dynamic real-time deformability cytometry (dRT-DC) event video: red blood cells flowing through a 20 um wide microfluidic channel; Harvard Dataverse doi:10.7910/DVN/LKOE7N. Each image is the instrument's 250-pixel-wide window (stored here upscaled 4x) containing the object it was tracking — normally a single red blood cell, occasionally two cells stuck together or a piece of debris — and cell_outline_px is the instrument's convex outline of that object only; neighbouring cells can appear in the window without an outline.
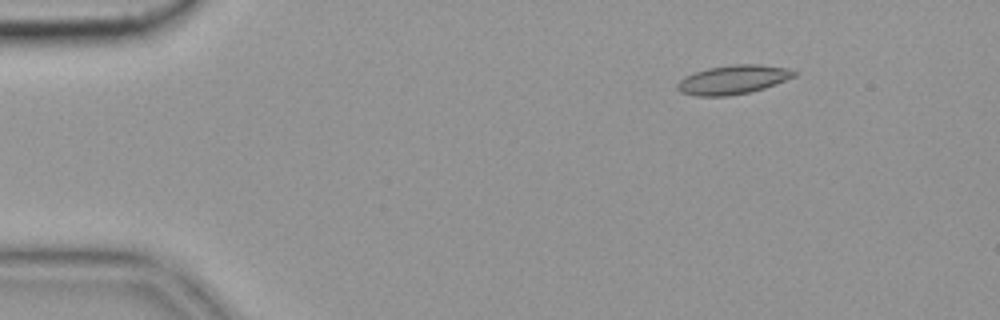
{"species": "common noctule bat (a hibernating species)", "species_latin": "Nyctalus noctula", "temperature_condition": "cold", "stored_images_in_passage": 17, "camera_frame_rate_fps": 3000, "um_per_image_px": 0.085, "animal": {"sex": "female", "body_mass_g": 19.9}, "frame": {"image": 1, "passage_image": 8, "time_ms": 2.333, "image_size_px": [1000, 320], "cell_outline_px": [[796, 76], [764, 88], [748, 92], [728, 96], [696, 96], [680, 92], [676, 88], [676, 84], [684, 76], [692, 72], [708, 68], [732, 64], [760, 64], [788, 68], [796, 72]], "centroid_in_image_um": [62.27, 6.76], "position_along_channel_um": 22.7, "area_um2": 19.83}}